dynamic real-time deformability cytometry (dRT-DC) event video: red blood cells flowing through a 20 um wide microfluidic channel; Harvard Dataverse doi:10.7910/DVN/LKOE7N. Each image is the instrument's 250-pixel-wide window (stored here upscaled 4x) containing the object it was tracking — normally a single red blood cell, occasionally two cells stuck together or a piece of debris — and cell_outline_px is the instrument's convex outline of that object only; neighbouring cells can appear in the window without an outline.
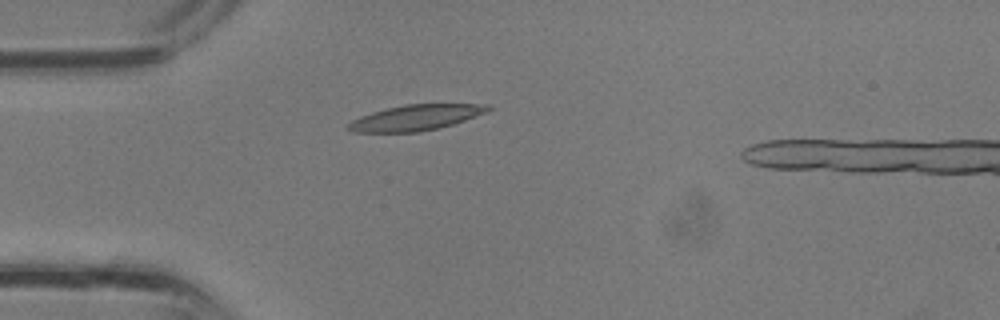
{"species": "common noctule bat (a hibernating species)", "species_latin": "Nyctalus noctula", "temperature_condition": "room temperature", "stored_images_in_passage": 24, "camera_frame_rate_fps": 3000, "um_per_image_px": 0.085, "animal": {"sex": "male", "body_mass_g": 13.3}, "frame": {"image": 1, "passage_image": 1, "time_ms": 0.0, "image_size_px": [1000, 320], "cell_outline_px": [[492, 108], [488, 112], [440, 128], [420, 132], [352, 132], [344, 128], [352, 120], [360, 116], [372, 112], [404, 104], [492, 104]], "centroid_in_image_um": [35.34, 10.0], "position_along_channel_um": 49.7, "area_um2": 20.98}}
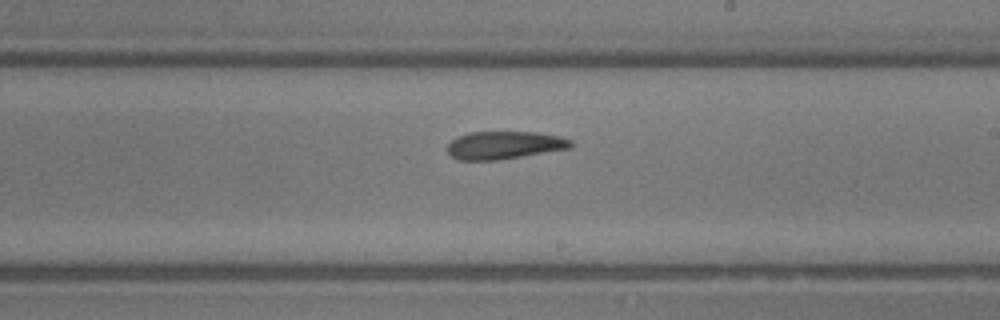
{"frame": {"image": 2, "passage_image": 12, "time_ms": 3.667, "image_size_px": [1000, 320], "cell_outline_px": [[572, 148], [496, 160], [460, 160], [452, 156], [448, 152], [448, 144], [452, 140], [468, 132], [536, 132], [560, 136], [572, 140]], "centroid_in_image_um": [42.9, 12.33], "position_along_channel_um": 246.1, "area_um2": 19.88}}
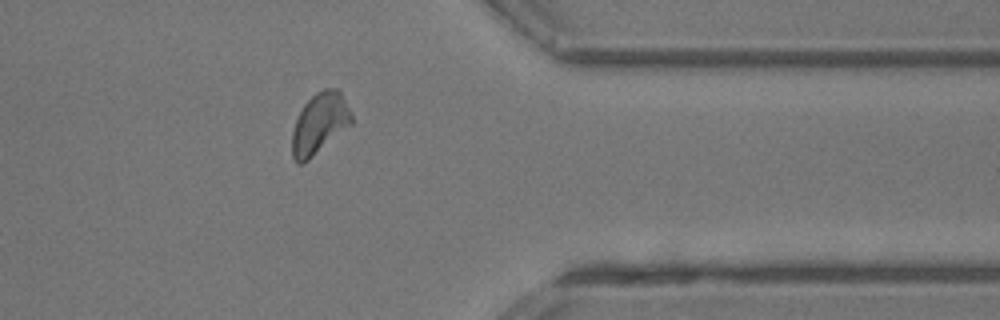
{"frame": {"image": 3, "passage_image": 20, "time_ms": 6.333, "image_size_px": [1000, 320], "cell_outline_px": [[352, 124], [304, 164], [296, 164], [292, 156], [292, 132], [296, 120], [304, 104], [316, 92], [324, 88], [336, 88], [340, 92], [352, 116]], "centroid_in_image_um": [27.14, 10.53], "position_along_channel_um": 384.3, "area_um2": 20.98}}